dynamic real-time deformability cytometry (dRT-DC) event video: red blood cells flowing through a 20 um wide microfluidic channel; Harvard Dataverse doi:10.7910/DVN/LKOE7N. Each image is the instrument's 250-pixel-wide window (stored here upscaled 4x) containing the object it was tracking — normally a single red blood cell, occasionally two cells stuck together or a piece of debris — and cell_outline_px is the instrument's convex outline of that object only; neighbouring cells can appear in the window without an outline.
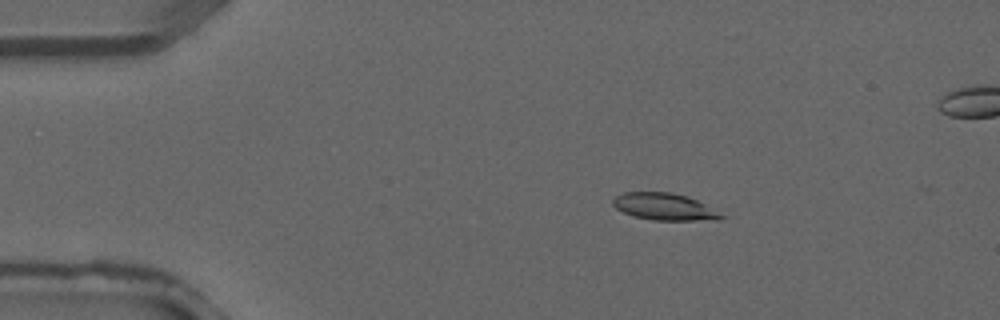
{"species": "common noctule bat (a hibernating species)", "species_latin": "Nyctalus noctula", "temperature_condition": "warm", "stored_images_in_passage": 2, "camera_frame_rate_fps": 3000, "um_per_image_px": 0.085, "animal": {"sex": "male", "forearm_length_mm": 52.5}, "frame": {"image": 1, "passage_image": 1, "time_ms": 0.0, "image_size_px": [1000, 320], "cell_outline_px": [[728, 216], [720, 220], [652, 220], [632, 216], [616, 208], [612, 204], [612, 200], [616, 196], [624, 192], [668, 192], [688, 196]], "centroid_in_image_um": [56.5, 17.58], "position_along_channel_um": 28.5, "area_um2": 17.11}}